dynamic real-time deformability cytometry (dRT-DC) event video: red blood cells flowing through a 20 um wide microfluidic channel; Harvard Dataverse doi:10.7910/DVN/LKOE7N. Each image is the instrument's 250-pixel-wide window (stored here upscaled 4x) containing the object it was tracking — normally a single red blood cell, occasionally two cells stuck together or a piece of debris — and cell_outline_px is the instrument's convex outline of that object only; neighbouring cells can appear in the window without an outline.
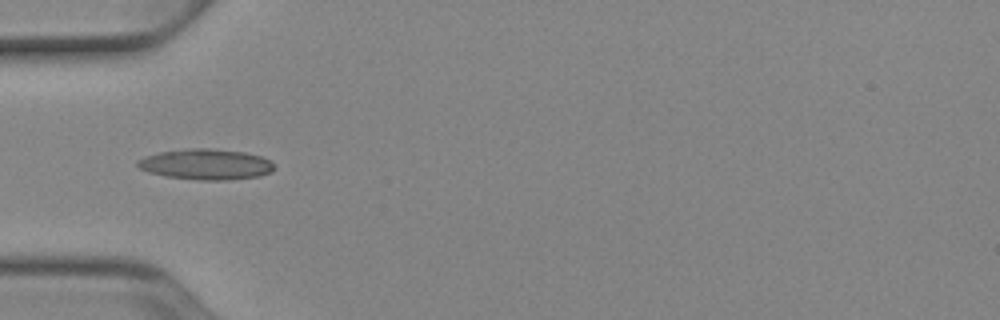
{"species": "Egyptian fruit bat (a non-hibernating species)", "species_latin": "Rousettus aegyptiacus", "temperature_condition": "cold", "stored_images_in_passage": 19, "camera_frame_rate_fps": 3000, "um_per_image_px": 0.085, "animal": {"sex": "female"}, "frame": {"image": 1, "passage_image": 1, "time_ms": 0.0, "image_size_px": [1000, 320], "cell_outline_px": [[272, 172], [260, 176], [228, 180], [200, 180], [168, 176], [148, 172], [140, 168], [136, 164], [136, 160], [144, 156], [160, 152], [192, 148], [208, 148], [244, 152], [260, 156], [268, 160], [272, 164]], "centroid_in_image_um": [17.48, 13.97], "position_along_channel_um": 67.5, "area_um2": 24.22}}
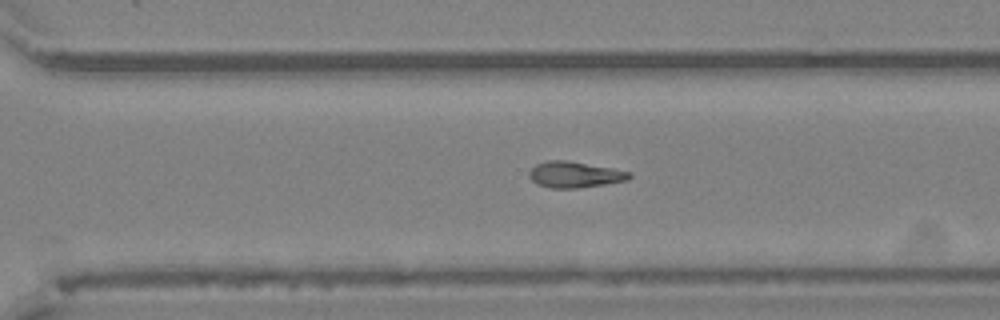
{"frame": {"image": 2, "passage_image": 14, "time_ms": 4.333, "image_size_px": [1000, 320], "cell_outline_px": [[632, 176], [628, 180], [604, 184], [576, 188], [552, 188], [536, 184], [528, 176], [528, 172], [536, 164], [548, 160], [568, 160], [612, 168], [632, 172]], "centroid_in_image_um": [48.84, 14.83], "position_along_channel_um": 321.8, "area_um2": 15.26}}
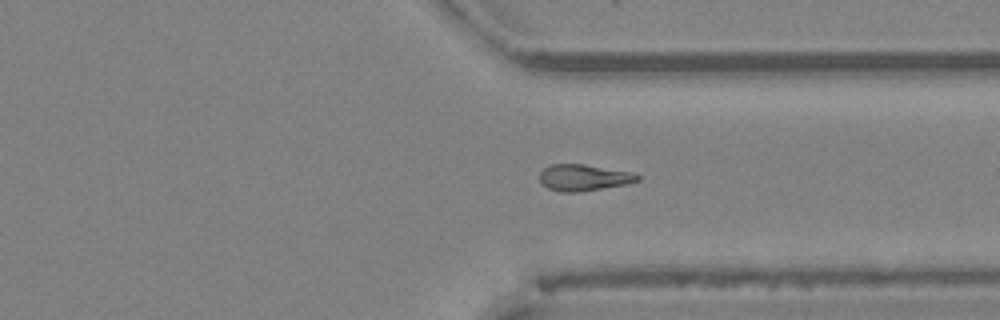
{"frame": {"image": 3, "passage_image": 17, "time_ms": 5.333, "image_size_px": [1000, 320], "cell_outline_px": [[640, 180], [628, 184], [580, 192], [564, 192], [548, 188], [540, 184], [540, 172], [544, 168], [552, 164], [584, 164], [632, 172], [640, 176]], "centroid_in_image_um": [49.62, 15.1], "position_along_channel_um": 361.8, "area_um2": 15.14}}